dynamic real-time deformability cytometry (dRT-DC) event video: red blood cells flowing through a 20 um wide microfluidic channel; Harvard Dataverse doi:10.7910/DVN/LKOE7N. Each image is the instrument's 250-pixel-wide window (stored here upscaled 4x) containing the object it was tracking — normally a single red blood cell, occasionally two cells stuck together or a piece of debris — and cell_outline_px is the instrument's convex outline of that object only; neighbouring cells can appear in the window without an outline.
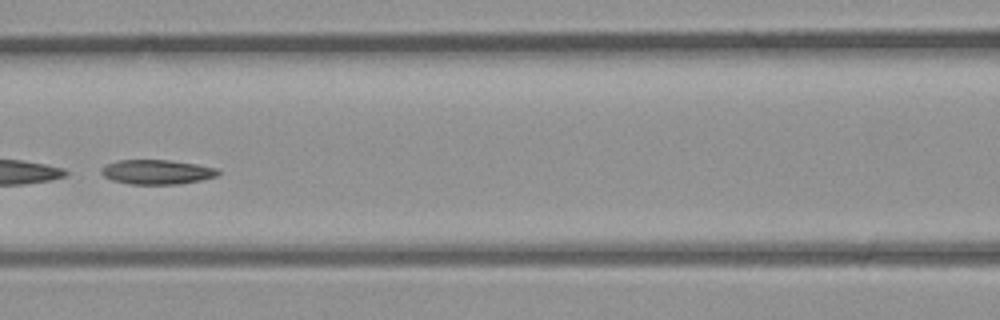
{"species": "common noctule bat (a hibernating species)", "species_latin": "Nyctalus noctula", "temperature_condition": "room temperature", "stored_images_in_passage": 38, "camera_frame_rate_fps": 3000, "um_per_image_px": 0.085, "animal": {"sex": "male", "body_mass_g": 23.1, "forearm_length_mm": 52.7}, "frame": {"image": 1, "passage_image": 17, "time_ms": 5.333, "image_size_px": [1000, 320], "cell_outline_px": [[220, 172], [216, 176], [200, 180], [180, 184], [128, 184], [112, 180], [104, 176], [100, 172], [100, 168], [104, 164], [120, 160], [168, 160], [196, 164], [216, 168]], "centroid_in_image_um": [13.28, 14.62], "position_along_channel_um": 153.3, "area_um2": 16.7}}
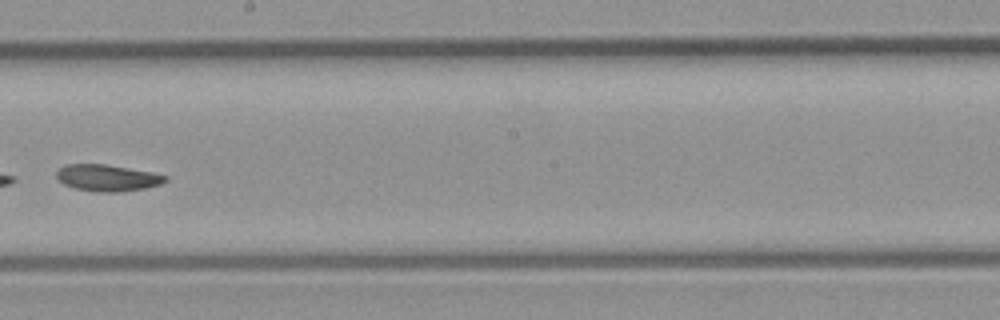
{"frame": {"image": 2, "passage_image": 22, "time_ms": 7.0, "image_size_px": [1000, 320], "cell_outline_px": [[168, 180], [160, 184], [144, 188], [116, 192], [96, 192], [76, 188], [64, 184], [56, 176], [56, 172], [64, 164], [104, 164], [152, 172], [168, 176]], "centroid_in_image_um": [9.12, 15.11], "position_along_channel_um": 239.1, "area_um2": 16.7}}